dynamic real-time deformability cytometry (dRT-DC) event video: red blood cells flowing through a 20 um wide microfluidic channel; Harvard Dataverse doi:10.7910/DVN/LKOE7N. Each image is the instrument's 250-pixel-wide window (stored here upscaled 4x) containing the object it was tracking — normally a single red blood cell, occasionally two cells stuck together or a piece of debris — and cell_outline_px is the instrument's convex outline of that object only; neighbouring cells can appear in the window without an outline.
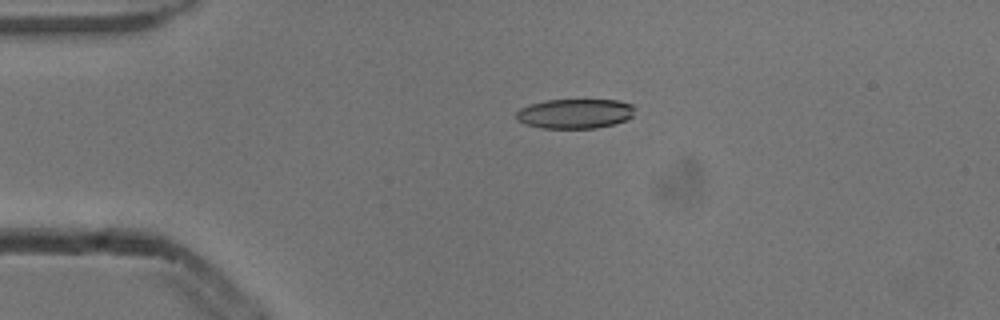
{"species": "common noctule bat (a hibernating species)", "species_latin": "Nyctalus noctula", "temperature_condition": "cold", "stored_images_in_passage": 4, "camera_frame_rate_fps": 3000, "um_per_image_px": 0.085, "animal": {"sex": "male", "body_mass_g": 13.3}, "frame": {"image": 1, "passage_image": 2, "time_ms": 0.333, "image_size_px": [1000, 320], "cell_outline_px": [[636, 108], [632, 116], [624, 120], [612, 124], [596, 128], [540, 128], [524, 124], [516, 120], [516, 112], [520, 108], [528, 104], [544, 100], [620, 100], [632, 104]], "centroid_in_image_um": [48.84, 9.65], "position_along_channel_um": 36.2, "area_um2": 20.69}}
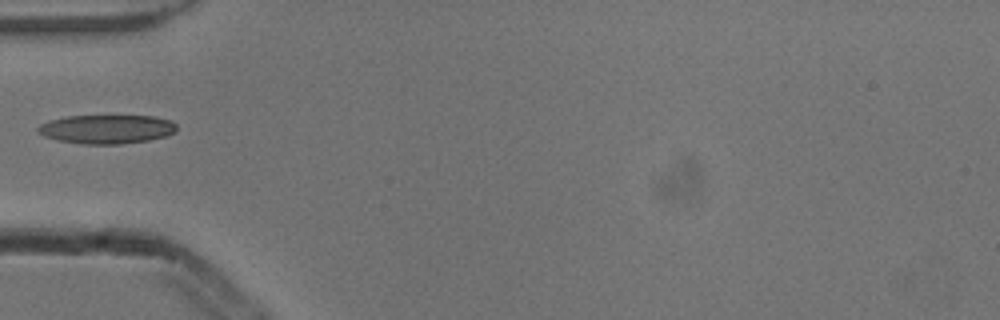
{"frame": {"image": 2, "passage_image": 4, "time_ms": 1.0, "image_size_px": [1000, 320], "cell_outline_px": [[176, 132], [164, 136], [148, 140], [120, 144], [84, 144], [56, 140], [44, 136], [36, 132], [36, 128], [40, 124], [48, 120], [64, 116], [156, 116], [172, 120], [176, 124]], "centroid_in_image_um": [9.04, 10.97], "position_along_channel_um": 76.0, "area_um2": 23.58}}